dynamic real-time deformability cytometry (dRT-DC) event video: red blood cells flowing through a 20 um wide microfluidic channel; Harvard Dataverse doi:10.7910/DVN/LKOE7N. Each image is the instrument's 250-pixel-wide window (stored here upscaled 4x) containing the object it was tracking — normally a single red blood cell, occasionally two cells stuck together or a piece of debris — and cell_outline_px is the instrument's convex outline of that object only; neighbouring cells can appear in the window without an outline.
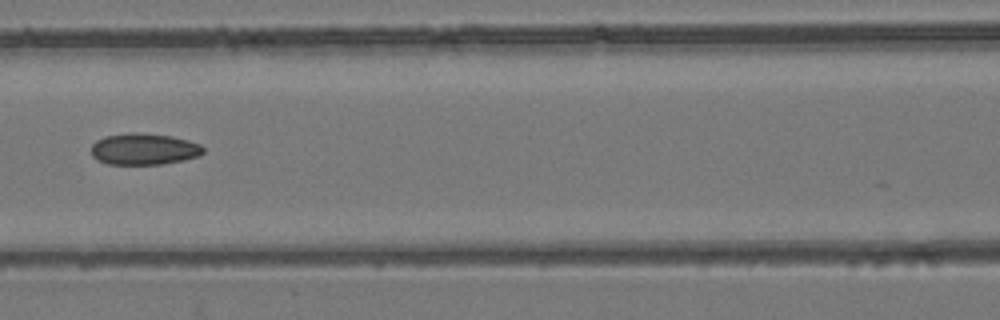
{"species": "common noctule bat (a hibernating species)", "species_latin": "Nyctalus noctula", "temperature_condition": "room temperature", "stored_images_in_passage": 8, "camera_frame_rate_fps": 3000, "um_per_image_px": 0.085, "animal": {"sex": "female", "body_mass_g": 24.6, "forearm_length_mm": 56.2}, "frame": {"image": 1, "passage_image": 7, "time_ms": 2.0, "image_size_px": [1000, 320], "cell_outline_px": [[204, 152], [200, 156], [184, 160], [160, 164], [108, 164], [92, 156], [92, 144], [96, 140], [104, 136], [132, 132], [136, 132], [172, 136], [188, 140], [200, 144], [204, 148]], "centroid_in_image_um": [12.26, 12.66], "position_along_channel_um": 154.3, "area_um2": 20.58}}
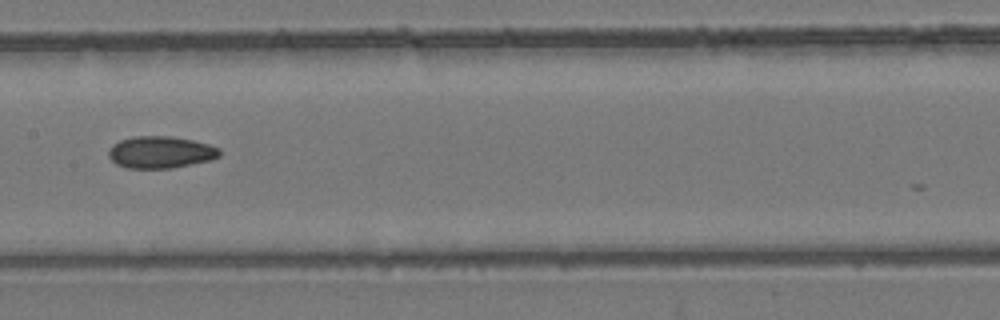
{"frame": {"image": 2, "passage_image": 8, "time_ms": 2.333, "image_size_px": [1000, 320], "cell_outline_px": [[220, 156], [212, 160], [172, 168], [128, 168], [116, 164], [108, 156], [108, 148], [112, 144], [120, 140], [132, 136], [172, 136], [192, 140], [208, 144], [220, 148]], "centroid_in_image_um": [13.64, 12.93], "position_along_channel_um": 193.8, "area_um2": 20.87}}